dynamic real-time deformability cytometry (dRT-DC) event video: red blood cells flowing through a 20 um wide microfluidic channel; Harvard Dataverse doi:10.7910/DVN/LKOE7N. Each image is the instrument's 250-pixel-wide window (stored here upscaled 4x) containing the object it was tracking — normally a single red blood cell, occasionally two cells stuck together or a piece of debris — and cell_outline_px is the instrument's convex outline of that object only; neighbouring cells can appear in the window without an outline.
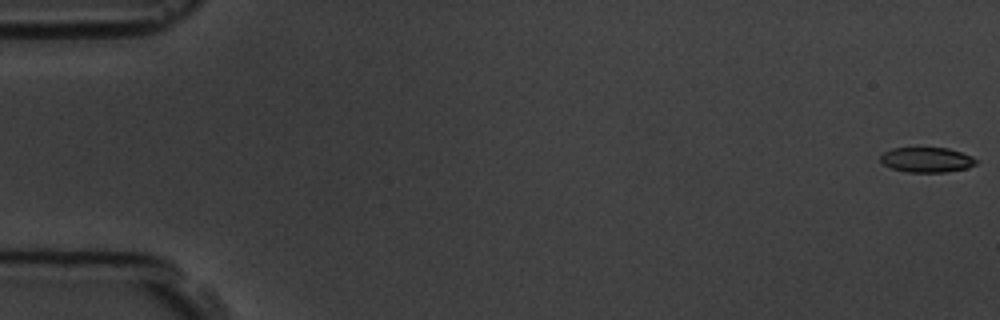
{"species": "common noctule bat (a hibernating species)", "species_latin": "Nyctalus noctula", "temperature_condition": "room temperature", "stored_images_in_passage": 9, "camera_frame_rate_fps": 3000, "um_per_image_px": 0.085, "animal": {"sex": "male", "body_mass_g": 19.5, "forearm_length_mm": 54.6}, "frame": {"image": 1, "passage_image": 1, "time_ms": 0.0, "image_size_px": [1000, 320], "cell_outline_px": [[976, 164], [968, 168], [944, 172], [908, 172], [892, 168], [884, 164], [880, 160], [880, 156], [884, 152], [892, 148], [948, 148], [972, 156], [976, 160]], "centroid_in_image_um": [78.77, 13.58], "position_along_channel_um": 6.2, "area_um2": 13.81}}
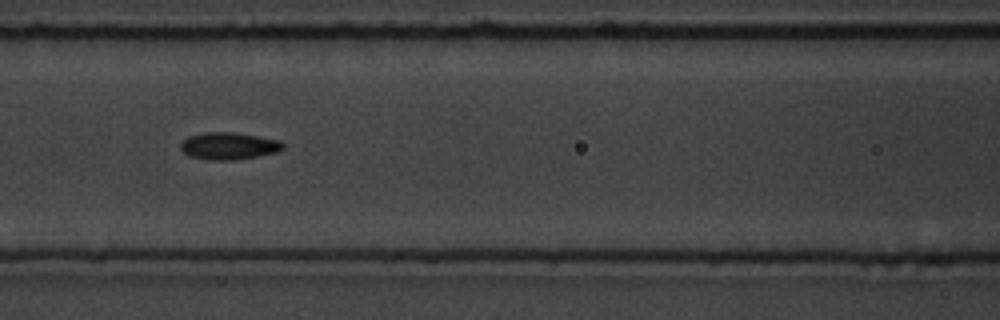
{"frame": {"image": 2, "passage_image": 8, "time_ms": 8.0, "image_size_px": [1000, 320], "cell_outline_px": [[284, 148], [276, 152], [236, 160], [208, 160], [188, 156], [180, 148], [180, 144], [188, 136], [204, 132], [232, 132], [280, 140], [284, 144]], "centroid_in_image_um": [19.42, 12.41], "position_along_channel_um": 147.2, "area_um2": 16.18}}
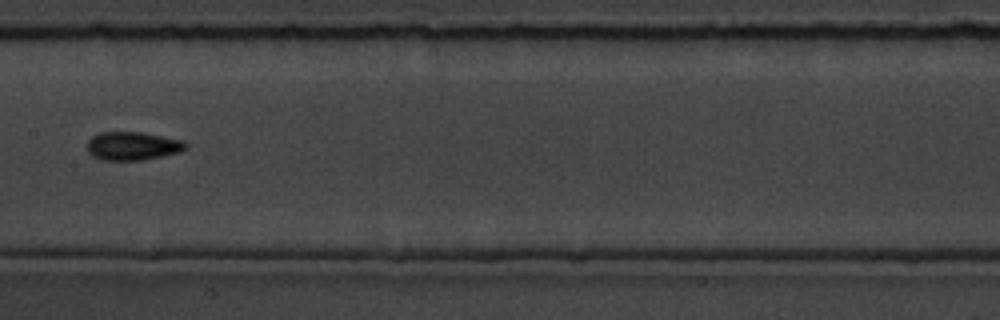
{"frame": {"image": 3, "passage_image": 9, "time_ms": 9.333, "image_size_px": [1000, 320], "cell_outline_px": [[188, 148], [180, 152], [140, 160], [104, 160], [92, 156], [88, 152], [88, 140], [92, 136], [100, 132], [144, 132], [184, 140], [188, 144]], "centroid_in_image_um": [11.3, 12.39], "position_along_channel_um": 196.1, "area_um2": 16.42}}